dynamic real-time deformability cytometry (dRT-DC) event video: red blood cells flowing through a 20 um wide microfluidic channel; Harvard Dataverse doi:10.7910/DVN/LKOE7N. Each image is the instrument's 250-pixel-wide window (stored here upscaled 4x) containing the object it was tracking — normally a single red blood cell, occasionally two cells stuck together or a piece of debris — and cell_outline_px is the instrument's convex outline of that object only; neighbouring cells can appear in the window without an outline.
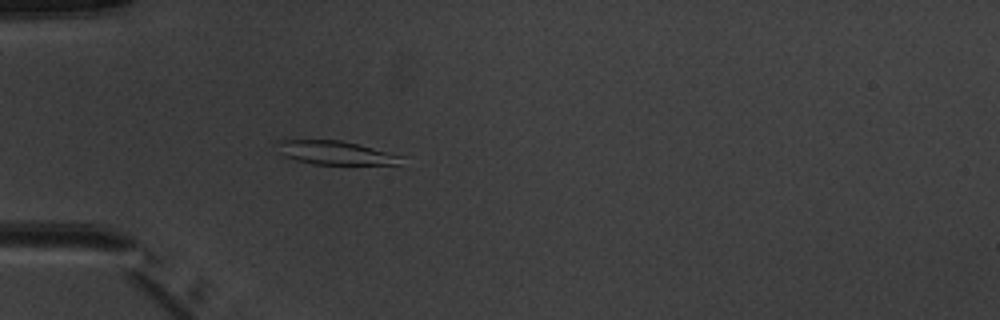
{"species": "common noctule bat (a hibernating species)", "species_latin": "Nyctalus noctula", "temperature_condition": "warm", "stored_images_in_passage": 4, "camera_frame_rate_fps": 3000, "um_per_image_px": 0.085, "animal": {"sex": "male", "body_mass_g": 20.1, "forearm_length_mm": 53.5}, "frame": {"image": 1, "passage_image": 4, "time_ms": 3.667, "image_size_px": [1000, 320], "cell_outline_px": [[404, 156], [400, 164], [312, 164], [296, 160], [284, 156], [280, 152], [276, 140], [340, 140]], "centroid_in_image_um": [28.49, 12.99], "position_along_channel_um": 56.5, "area_um2": 16.82}}